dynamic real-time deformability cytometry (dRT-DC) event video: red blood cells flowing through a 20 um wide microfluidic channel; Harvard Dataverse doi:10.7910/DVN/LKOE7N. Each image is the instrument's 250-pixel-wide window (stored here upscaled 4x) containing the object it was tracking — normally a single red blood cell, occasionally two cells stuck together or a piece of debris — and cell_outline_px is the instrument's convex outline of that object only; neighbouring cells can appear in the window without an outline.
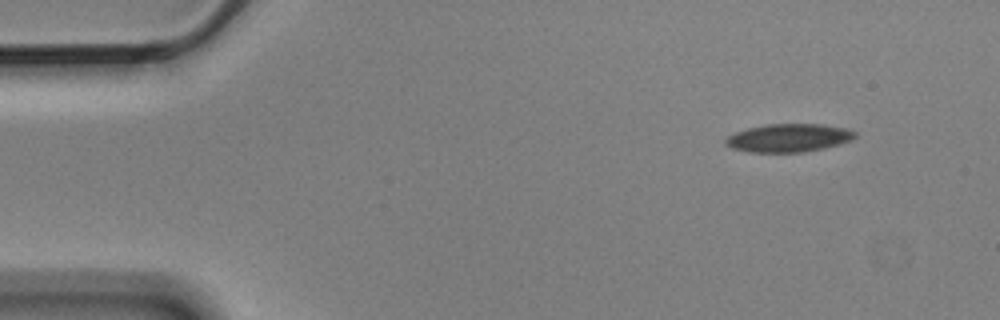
{"species": "Egyptian fruit bat (a non-hibernating species)", "species_latin": "Rousettus aegyptiacus", "temperature_condition": "cold", "stored_images_in_passage": 5, "camera_frame_rate_fps": 3000, "um_per_image_px": 0.085, "animal": {"sex": "male"}, "frame": {"image": 1, "passage_image": 1, "time_ms": 0.0, "image_size_px": [1000, 320], "cell_outline_px": [[856, 136], [852, 140], [840, 144], [824, 148], [804, 152], [748, 152], [732, 148], [724, 144], [724, 140], [728, 136], [736, 132], [748, 128], [768, 124], [824, 124], [844, 128], [856, 132]], "centroid_in_image_um": [67.04, 11.72], "position_along_channel_um": 18.0, "area_um2": 21.27}}
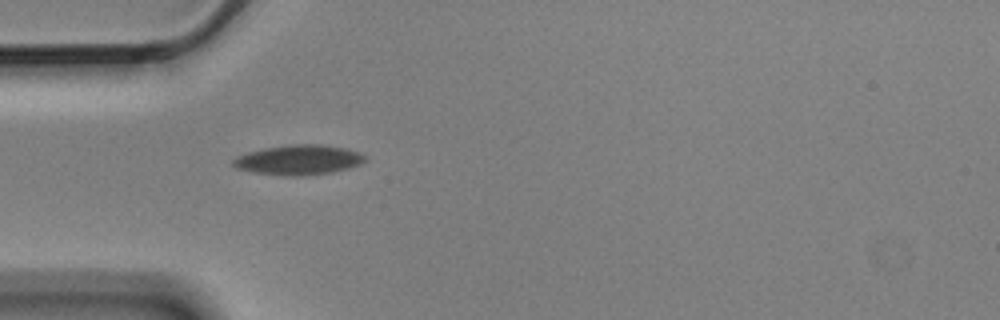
{"frame": {"image": 2, "passage_image": 4, "time_ms": 1.0, "image_size_px": [1000, 320], "cell_outline_px": [[364, 160], [360, 164], [348, 168], [332, 172], [296, 176], [288, 176], [252, 172], [236, 168], [232, 164], [232, 160], [236, 156], [248, 152], [264, 148], [292, 144], [320, 144], [344, 148], [356, 152], [364, 156]], "centroid_in_image_um": [25.32, 13.59], "position_along_channel_um": 59.7, "area_um2": 22.72}}
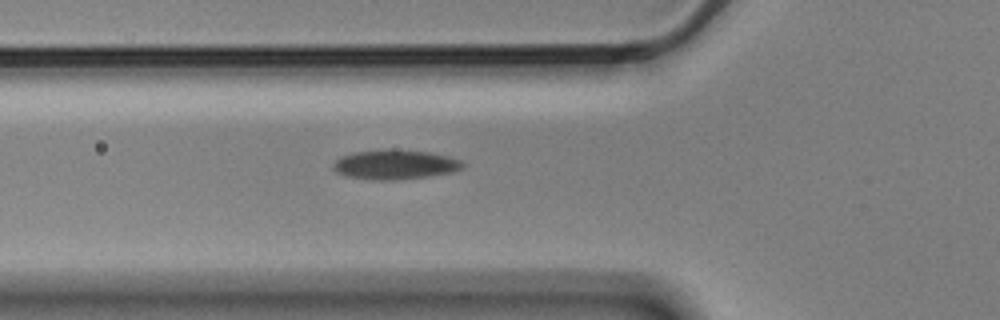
{"frame": {"image": 3, "passage_image": 5, "time_ms": 1.333, "image_size_px": [1000, 320], "cell_outline_px": [[464, 168], [452, 172], [428, 176], [392, 180], [376, 180], [344, 176], [336, 172], [332, 168], [332, 164], [340, 156], [356, 152], [428, 152], [448, 156], [460, 160], [464, 164]], "centroid_in_image_um": [33.56, 14.04], "position_along_channel_um": 92.2, "area_um2": 21.39}}